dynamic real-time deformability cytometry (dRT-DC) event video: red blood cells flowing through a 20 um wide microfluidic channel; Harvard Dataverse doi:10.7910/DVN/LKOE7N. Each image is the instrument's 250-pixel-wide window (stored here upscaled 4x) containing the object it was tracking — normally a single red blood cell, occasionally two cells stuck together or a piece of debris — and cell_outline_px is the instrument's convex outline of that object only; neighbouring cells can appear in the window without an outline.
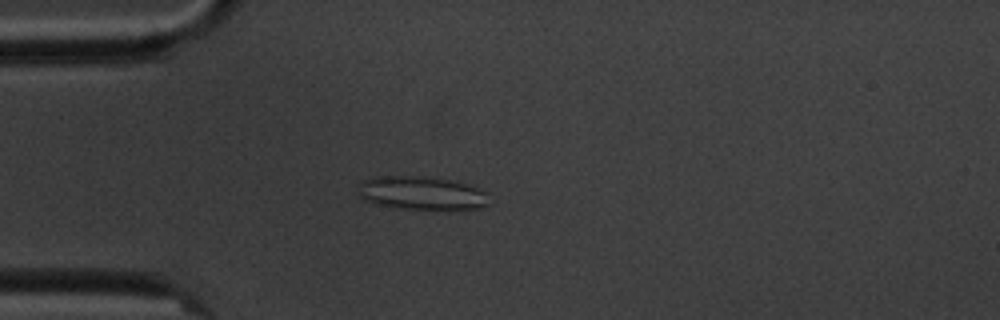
{"species": "common noctule bat (a hibernating species)", "species_latin": "Nyctalus noctula", "temperature_condition": "cold", "stored_images_in_passage": 4, "camera_frame_rate_fps": 3000, "um_per_image_px": 0.085, "animal": {"sex": "male", "body_mass_g": 20.1, "forearm_length_mm": 53.5}, "frame": {"image": 1, "passage_image": 3, "time_ms": 2.333, "image_size_px": [1000, 320], "cell_outline_px": [[488, 204], [480, 208], [396, 208], [376, 204], [364, 200], [356, 196], [360, 180], [376, 176], [424, 176], [448, 180], [468, 184], [484, 192]], "centroid_in_image_um": [35.69, 16.39], "position_along_channel_um": 49.3, "area_um2": 25.2}}